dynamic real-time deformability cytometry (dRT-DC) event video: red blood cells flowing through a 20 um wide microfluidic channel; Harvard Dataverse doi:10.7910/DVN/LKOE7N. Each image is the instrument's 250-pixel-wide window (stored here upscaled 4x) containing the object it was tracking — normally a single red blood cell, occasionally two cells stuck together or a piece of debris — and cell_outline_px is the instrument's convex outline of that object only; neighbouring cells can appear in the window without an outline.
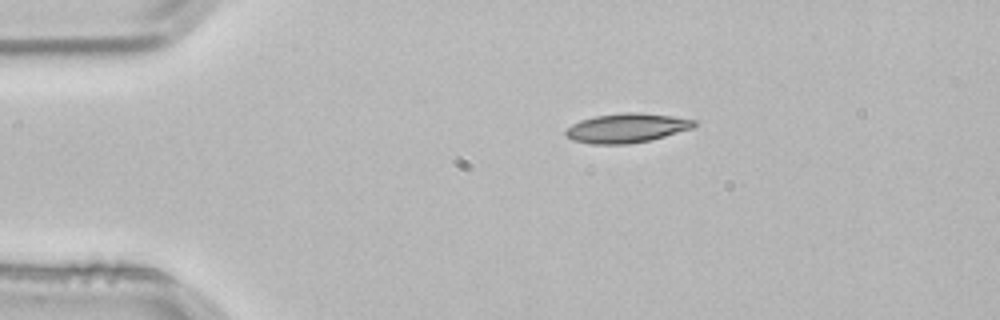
{"species": "common noctule bat (a hibernating species)", "species_latin": "Nyctalus noctula", "temperature_condition": "room temperature", "stored_images_in_passage": 3, "segment_of_instrument_passage": [1, 2], "camera_frame_rate_fps": 3000, "um_per_image_px": 0.085, "animal": {"sex": "male", "body_mass_g": 21.5, "forearm_length_mm": 52.0}, "frame": {"image": 1, "passage_image": 1, "time_ms": 0.0, "image_size_px": [1000, 320], "cell_outline_px": [[696, 124], [692, 128], [664, 136], [648, 140], [628, 144], [592, 144], [572, 140], [564, 136], [564, 132], [572, 124], [580, 120], [596, 116], [624, 112], [640, 112], [672, 116], [696, 120]], "centroid_in_image_um": [53.23, 10.88], "position_along_channel_um": 31.8, "area_um2": 21.85}}